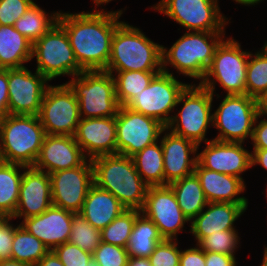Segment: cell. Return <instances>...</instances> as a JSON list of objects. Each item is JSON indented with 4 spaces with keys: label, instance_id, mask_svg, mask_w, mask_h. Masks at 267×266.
Segmentation results:
<instances>
[{
    "label": "cell",
    "instance_id": "1",
    "mask_svg": "<svg viewBox=\"0 0 267 266\" xmlns=\"http://www.w3.org/2000/svg\"><path fill=\"white\" fill-rule=\"evenodd\" d=\"M63 13L58 23L65 29L79 66L84 71L106 70L111 42L116 28L123 22V10Z\"/></svg>",
    "mask_w": 267,
    "mask_h": 266
},
{
    "label": "cell",
    "instance_id": "2",
    "mask_svg": "<svg viewBox=\"0 0 267 266\" xmlns=\"http://www.w3.org/2000/svg\"><path fill=\"white\" fill-rule=\"evenodd\" d=\"M91 162L97 187L110 192L126 209H143L149 185L131 157L117 153L95 157Z\"/></svg>",
    "mask_w": 267,
    "mask_h": 266
},
{
    "label": "cell",
    "instance_id": "3",
    "mask_svg": "<svg viewBox=\"0 0 267 266\" xmlns=\"http://www.w3.org/2000/svg\"><path fill=\"white\" fill-rule=\"evenodd\" d=\"M224 36L225 32H185L169 50L162 46V71L169 73L167 66L171 65L177 73L201 83Z\"/></svg>",
    "mask_w": 267,
    "mask_h": 266
},
{
    "label": "cell",
    "instance_id": "4",
    "mask_svg": "<svg viewBox=\"0 0 267 266\" xmlns=\"http://www.w3.org/2000/svg\"><path fill=\"white\" fill-rule=\"evenodd\" d=\"M162 46L122 22L114 32L105 71H162Z\"/></svg>",
    "mask_w": 267,
    "mask_h": 266
},
{
    "label": "cell",
    "instance_id": "5",
    "mask_svg": "<svg viewBox=\"0 0 267 266\" xmlns=\"http://www.w3.org/2000/svg\"><path fill=\"white\" fill-rule=\"evenodd\" d=\"M45 135L37 115L7 114L1 117L0 160L34 166Z\"/></svg>",
    "mask_w": 267,
    "mask_h": 266
},
{
    "label": "cell",
    "instance_id": "6",
    "mask_svg": "<svg viewBox=\"0 0 267 266\" xmlns=\"http://www.w3.org/2000/svg\"><path fill=\"white\" fill-rule=\"evenodd\" d=\"M214 95L200 83L188 84L181 92L177 106L182 104L166 128L172 133L189 139L198 145L202 141H210L205 138L209 125L213 126L212 102Z\"/></svg>",
    "mask_w": 267,
    "mask_h": 266
},
{
    "label": "cell",
    "instance_id": "7",
    "mask_svg": "<svg viewBox=\"0 0 267 266\" xmlns=\"http://www.w3.org/2000/svg\"><path fill=\"white\" fill-rule=\"evenodd\" d=\"M79 101L80 118L114 117L119 110L113 75L105 70L82 71L66 82Z\"/></svg>",
    "mask_w": 267,
    "mask_h": 266
},
{
    "label": "cell",
    "instance_id": "8",
    "mask_svg": "<svg viewBox=\"0 0 267 266\" xmlns=\"http://www.w3.org/2000/svg\"><path fill=\"white\" fill-rule=\"evenodd\" d=\"M223 39L216 48L211 66L201 85L213 95L218 82L226 95L246 94V72L250 51H243L233 38Z\"/></svg>",
    "mask_w": 267,
    "mask_h": 266
},
{
    "label": "cell",
    "instance_id": "9",
    "mask_svg": "<svg viewBox=\"0 0 267 266\" xmlns=\"http://www.w3.org/2000/svg\"><path fill=\"white\" fill-rule=\"evenodd\" d=\"M36 70L48 81L62 76H76L84 71L78 64L65 29L56 22L32 44V59Z\"/></svg>",
    "mask_w": 267,
    "mask_h": 266
},
{
    "label": "cell",
    "instance_id": "10",
    "mask_svg": "<svg viewBox=\"0 0 267 266\" xmlns=\"http://www.w3.org/2000/svg\"><path fill=\"white\" fill-rule=\"evenodd\" d=\"M257 116V99L246 94L225 95L213 113V126L219 131L213 139L244 143L246 138H252Z\"/></svg>",
    "mask_w": 267,
    "mask_h": 266
},
{
    "label": "cell",
    "instance_id": "11",
    "mask_svg": "<svg viewBox=\"0 0 267 266\" xmlns=\"http://www.w3.org/2000/svg\"><path fill=\"white\" fill-rule=\"evenodd\" d=\"M152 8L188 31L225 32L229 21L220 12L218 0H161Z\"/></svg>",
    "mask_w": 267,
    "mask_h": 266
},
{
    "label": "cell",
    "instance_id": "12",
    "mask_svg": "<svg viewBox=\"0 0 267 266\" xmlns=\"http://www.w3.org/2000/svg\"><path fill=\"white\" fill-rule=\"evenodd\" d=\"M38 116L46 135H75L79 101L67 83L47 87Z\"/></svg>",
    "mask_w": 267,
    "mask_h": 266
},
{
    "label": "cell",
    "instance_id": "13",
    "mask_svg": "<svg viewBox=\"0 0 267 266\" xmlns=\"http://www.w3.org/2000/svg\"><path fill=\"white\" fill-rule=\"evenodd\" d=\"M187 85L177 80L172 72L162 71L126 107L155 118L167 126L172 118L169 114L177 107L178 98Z\"/></svg>",
    "mask_w": 267,
    "mask_h": 266
},
{
    "label": "cell",
    "instance_id": "14",
    "mask_svg": "<svg viewBox=\"0 0 267 266\" xmlns=\"http://www.w3.org/2000/svg\"><path fill=\"white\" fill-rule=\"evenodd\" d=\"M166 128L160 121L120 106L116 115L117 153L132 157L146 146L159 141Z\"/></svg>",
    "mask_w": 267,
    "mask_h": 266
},
{
    "label": "cell",
    "instance_id": "15",
    "mask_svg": "<svg viewBox=\"0 0 267 266\" xmlns=\"http://www.w3.org/2000/svg\"><path fill=\"white\" fill-rule=\"evenodd\" d=\"M52 203L73 213H80L89 188L94 184L93 166L87 159L81 166L49 174Z\"/></svg>",
    "mask_w": 267,
    "mask_h": 266
},
{
    "label": "cell",
    "instance_id": "16",
    "mask_svg": "<svg viewBox=\"0 0 267 266\" xmlns=\"http://www.w3.org/2000/svg\"><path fill=\"white\" fill-rule=\"evenodd\" d=\"M48 82L37 70L8 69V114L38 116Z\"/></svg>",
    "mask_w": 267,
    "mask_h": 266
},
{
    "label": "cell",
    "instance_id": "17",
    "mask_svg": "<svg viewBox=\"0 0 267 266\" xmlns=\"http://www.w3.org/2000/svg\"><path fill=\"white\" fill-rule=\"evenodd\" d=\"M141 212L149 218L167 240H177V234L190 221L181 211L169 185L149 186Z\"/></svg>",
    "mask_w": 267,
    "mask_h": 266
},
{
    "label": "cell",
    "instance_id": "18",
    "mask_svg": "<svg viewBox=\"0 0 267 266\" xmlns=\"http://www.w3.org/2000/svg\"><path fill=\"white\" fill-rule=\"evenodd\" d=\"M244 143L225 142L210 139L204 150L197 154V162L206 169L241 178L251 168V152Z\"/></svg>",
    "mask_w": 267,
    "mask_h": 266
},
{
    "label": "cell",
    "instance_id": "19",
    "mask_svg": "<svg viewBox=\"0 0 267 266\" xmlns=\"http://www.w3.org/2000/svg\"><path fill=\"white\" fill-rule=\"evenodd\" d=\"M51 205L53 203L49 174L34 166H25L20 184L19 200L12 219L38 216Z\"/></svg>",
    "mask_w": 267,
    "mask_h": 266
},
{
    "label": "cell",
    "instance_id": "20",
    "mask_svg": "<svg viewBox=\"0 0 267 266\" xmlns=\"http://www.w3.org/2000/svg\"><path fill=\"white\" fill-rule=\"evenodd\" d=\"M74 138L90 160L102 155L117 154L116 116L80 118Z\"/></svg>",
    "mask_w": 267,
    "mask_h": 266
},
{
    "label": "cell",
    "instance_id": "21",
    "mask_svg": "<svg viewBox=\"0 0 267 266\" xmlns=\"http://www.w3.org/2000/svg\"><path fill=\"white\" fill-rule=\"evenodd\" d=\"M168 131L165 128V135L160 138L163 148L164 185L193 174L198 154V145L195 142ZM190 154H193V157Z\"/></svg>",
    "mask_w": 267,
    "mask_h": 266
},
{
    "label": "cell",
    "instance_id": "22",
    "mask_svg": "<svg viewBox=\"0 0 267 266\" xmlns=\"http://www.w3.org/2000/svg\"><path fill=\"white\" fill-rule=\"evenodd\" d=\"M74 214L51 205L42 214L23 219L20 225L51 251L69 241Z\"/></svg>",
    "mask_w": 267,
    "mask_h": 266
},
{
    "label": "cell",
    "instance_id": "23",
    "mask_svg": "<svg viewBox=\"0 0 267 266\" xmlns=\"http://www.w3.org/2000/svg\"><path fill=\"white\" fill-rule=\"evenodd\" d=\"M86 160L74 136L45 135L34 167L50 174L81 166Z\"/></svg>",
    "mask_w": 267,
    "mask_h": 266
},
{
    "label": "cell",
    "instance_id": "24",
    "mask_svg": "<svg viewBox=\"0 0 267 266\" xmlns=\"http://www.w3.org/2000/svg\"><path fill=\"white\" fill-rule=\"evenodd\" d=\"M248 203L209 202L191 220L190 232L197 243L210 234L223 230H236L234 222L247 210Z\"/></svg>",
    "mask_w": 267,
    "mask_h": 266
},
{
    "label": "cell",
    "instance_id": "25",
    "mask_svg": "<svg viewBox=\"0 0 267 266\" xmlns=\"http://www.w3.org/2000/svg\"><path fill=\"white\" fill-rule=\"evenodd\" d=\"M194 173L200 181L208 203H248L247 198L238 196L246 188L245 182L241 178L203 168L198 162Z\"/></svg>",
    "mask_w": 267,
    "mask_h": 266
},
{
    "label": "cell",
    "instance_id": "26",
    "mask_svg": "<svg viewBox=\"0 0 267 266\" xmlns=\"http://www.w3.org/2000/svg\"><path fill=\"white\" fill-rule=\"evenodd\" d=\"M125 210L115 196L93 184L88 190L80 214L101 231Z\"/></svg>",
    "mask_w": 267,
    "mask_h": 266
},
{
    "label": "cell",
    "instance_id": "27",
    "mask_svg": "<svg viewBox=\"0 0 267 266\" xmlns=\"http://www.w3.org/2000/svg\"><path fill=\"white\" fill-rule=\"evenodd\" d=\"M32 59V43L14 26L0 25V68H22Z\"/></svg>",
    "mask_w": 267,
    "mask_h": 266
},
{
    "label": "cell",
    "instance_id": "28",
    "mask_svg": "<svg viewBox=\"0 0 267 266\" xmlns=\"http://www.w3.org/2000/svg\"><path fill=\"white\" fill-rule=\"evenodd\" d=\"M163 240L158 227L141 212L135 219L126 249L129 257L149 258Z\"/></svg>",
    "mask_w": 267,
    "mask_h": 266
},
{
    "label": "cell",
    "instance_id": "29",
    "mask_svg": "<svg viewBox=\"0 0 267 266\" xmlns=\"http://www.w3.org/2000/svg\"><path fill=\"white\" fill-rule=\"evenodd\" d=\"M183 214L191 221L208 204L195 173L169 184Z\"/></svg>",
    "mask_w": 267,
    "mask_h": 266
},
{
    "label": "cell",
    "instance_id": "30",
    "mask_svg": "<svg viewBox=\"0 0 267 266\" xmlns=\"http://www.w3.org/2000/svg\"><path fill=\"white\" fill-rule=\"evenodd\" d=\"M25 166L0 160V213L12 218L19 200L20 184Z\"/></svg>",
    "mask_w": 267,
    "mask_h": 266
},
{
    "label": "cell",
    "instance_id": "31",
    "mask_svg": "<svg viewBox=\"0 0 267 266\" xmlns=\"http://www.w3.org/2000/svg\"><path fill=\"white\" fill-rule=\"evenodd\" d=\"M157 143L131 157L137 172L149 186L164 185L163 148L161 142Z\"/></svg>",
    "mask_w": 267,
    "mask_h": 266
},
{
    "label": "cell",
    "instance_id": "32",
    "mask_svg": "<svg viewBox=\"0 0 267 266\" xmlns=\"http://www.w3.org/2000/svg\"><path fill=\"white\" fill-rule=\"evenodd\" d=\"M60 11L49 15L35 2L15 22V29L32 44L41 38L58 21Z\"/></svg>",
    "mask_w": 267,
    "mask_h": 266
},
{
    "label": "cell",
    "instance_id": "33",
    "mask_svg": "<svg viewBox=\"0 0 267 266\" xmlns=\"http://www.w3.org/2000/svg\"><path fill=\"white\" fill-rule=\"evenodd\" d=\"M113 75L115 94L120 106H126L162 71H107ZM116 73V74H113ZM116 75V77L114 76Z\"/></svg>",
    "mask_w": 267,
    "mask_h": 266
},
{
    "label": "cell",
    "instance_id": "34",
    "mask_svg": "<svg viewBox=\"0 0 267 266\" xmlns=\"http://www.w3.org/2000/svg\"><path fill=\"white\" fill-rule=\"evenodd\" d=\"M49 249L34 235L27 232L20 224L14 226V237L10 259L35 266Z\"/></svg>",
    "mask_w": 267,
    "mask_h": 266
},
{
    "label": "cell",
    "instance_id": "35",
    "mask_svg": "<svg viewBox=\"0 0 267 266\" xmlns=\"http://www.w3.org/2000/svg\"><path fill=\"white\" fill-rule=\"evenodd\" d=\"M254 56V57H253ZM267 90V45L250 52L246 72V95L257 99Z\"/></svg>",
    "mask_w": 267,
    "mask_h": 266
},
{
    "label": "cell",
    "instance_id": "36",
    "mask_svg": "<svg viewBox=\"0 0 267 266\" xmlns=\"http://www.w3.org/2000/svg\"><path fill=\"white\" fill-rule=\"evenodd\" d=\"M140 210L126 209L101 230V241L126 248L136 217Z\"/></svg>",
    "mask_w": 267,
    "mask_h": 266
},
{
    "label": "cell",
    "instance_id": "37",
    "mask_svg": "<svg viewBox=\"0 0 267 266\" xmlns=\"http://www.w3.org/2000/svg\"><path fill=\"white\" fill-rule=\"evenodd\" d=\"M86 252L93 253L101 242V231L93 227L80 213L73 215L68 241Z\"/></svg>",
    "mask_w": 267,
    "mask_h": 266
},
{
    "label": "cell",
    "instance_id": "38",
    "mask_svg": "<svg viewBox=\"0 0 267 266\" xmlns=\"http://www.w3.org/2000/svg\"><path fill=\"white\" fill-rule=\"evenodd\" d=\"M240 237L236 230H223L202 238L198 245L204 252L222 253L235 257Z\"/></svg>",
    "mask_w": 267,
    "mask_h": 266
},
{
    "label": "cell",
    "instance_id": "39",
    "mask_svg": "<svg viewBox=\"0 0 267 266\" xmlns=\"http://www.w3.org/2000/svg\"><path fill=\"white\" fill-rule=\"evenodd\" d=\"M92 258L98 266H127L129 254L124 247L101 241L92 253Z\"/></svg>",
    "mask_w": 267,
    "mask_h": 266
},
{
    "label": "cell",
    "instance_id": "40",
    "mask_svg": "<svg viewBox=\"0 0 267 266\" xmlns=\"http://www.w3.org/2000/svg\"><path fill=\"white\" fill-rule=\"evenodd\" d=\"M177 240L164 239L148 258L151 266H179L181 250Z\"/></svg>",
    "mask_w": 267,
    "mask_h": 266
},
{
    "label": "cell",
    "instance_id": "41",
    "mask_svg": "<svg viewBox=\"0 0 267 266\" xmlns=\"http://www.w3.org/2000/svg\"><path fill=\"white\" fill-rule=\"evenodd\" d=\"M64 266H87L92 260V253L83 251L78 246L66 242L54 250Z\"/></svg>",
    "mask_w": 267,
    "mask_h": 266
},
{
    "label": "cell",
    "instance_id": "42",
    "mask_svg": "<svg viewBox=\"0 0 267 266\" xmlns=\"http://www.w3.org/2000/svg\"><path fill=\"white\" fill-rule=\"evenodd\" d=\"M33 3V0H0V25L14 26Z\"/></svg>",
    "mask_w": 267,
    "mask_h": 266
},
{
    "label": "cell",
    "instance_id": "43",
    "mask_svg": "<svg viewBox=\"0 0 267 266\" xmlns=\"http://www.w3.org/2000/svg\"><path fill=\"white\" fill-rule=\"evenodd\" d=\"M12 218L5 217L0 222V260L10 259L12 241L14 237V226L11 224Z\"/></svg>",
    "mask_w": 267,
    "mask_h": 266
},
{
    "label": "cell",
    "instance_id": "44",
    "mask_svg": "<svg viewBox=\"0 0 267 266\" xmlns=\"http://www.w3.org/2000/svg\"><path fill=\"white\" fill-rule=\"evenodd\" d=\"M196 246L181 250L179 266H205V252Z\"/></svg>",
    "mask_w": 267,
    "mask_h": 266
},
{
    "label": "cell",
    "instance_id": "45",
    "mask_svg": "<svg viewBox=\"0 0 267 266\" xmlns=\"http://www.w3.org/2000/svg\"><path fill=\"white\" fill-rule=\"evenodd\" d=\"M259 118L261 117L258 115L251 138L253 149H267V119L258 121Z\"/></svg>",
    "mask_w": 267,
    "mask_h": 266
},
{
    "label": "cell",
    "instance_id": "46",
    "mask_svg": "<svg viewBox=\"0 0 267 266\" xmlns=\"http://www.w3.org/2000/svg\"><path fill=\"white\" fill-rule=\"evenodd\" d=\"M8 69L0 68V118L8 114Z\"/></svg>",
    "mask_w": 267,
    "mask_h": 266
},
{
    "label": "cell",
    "instance_id": "47",
    "mask_svg": "<svg viewBox=\"0 0 267 266\" xmlns=\"http://www.w3.org/2000/svg\"><path fill=\"white\" fill-rule=\"evenodd\" d=\"M236 258L222 253L205 252V266H237Z\"/></svg>",
    "mask_w": 267,
    "mask_h": 266
},
{
    "label": "cell",
    "instance_id": "48",
    "mask_svg": "<svg viewBox=\"0 0 267 266\" xmlns=\"http://www.w3.org/2000/svg\"><path fill=\"white\" fill-rule=\"evenodd\" d=\"M257 164L267 170V149H253L251 152V167Z\"/></svg>",
    "mask_w": 267,
    "mask_h": 266
},
{
    "label": "cell",
    "instance_id": "49",
    "mask_svg": "<svg viewBox=\"0 0 267 266\" xmlns=\"http://www.w3.org/2000/svg\"><path fill=\"white\" fill-rule=\"evenodd\" d=\"M35 266H64L53 250L48 253Z\"/></svg>",
    "mask_w": 267,
    "mask_h": 266
},
{
    "label": "cell",
    "instance_id": "50",
    "mask_svg": "<svg viewBox=\"0 0 267 266\" xmlns=\"http://www.w3.org/2000/svg\"><path fill=\"white\" fill-rule=\"evenodd\" d=\"M258 115L267 116V90L257 98Z\"/></svg>",
    "mask_w": 267,
    "mask_h": 266
},
{
    "label": "cell",
    "instance_id": "51",
    "mask_svg": "<svg viewBox=\"0 0 267 266\" xmlns=\"http://www.w3.org/2000/svg\"><path fill=\"white\" fill-rule=\"evenodd\" d=\"M127 266H151L148 258L129 257Z\"/></svg>",
    "mask_w": 267,
    "mask_h": 266
},
{
    "label": "cell",
    "instance_id": "52",
    "mask_svg": "<svg viewBox=\"0 0 267 266\" xmlns=\"http://www.w3.org/2000/svg\"><path fill=\"white\" fill-rule=\"evenodd\" d=\"M0 266H29V265L22 262H18L13 259H1Z\"/></svg>",
    "mask_w": 267,
    "mask_h": 266
},
{
    "label": "cell",
    "instance_id": "53",
    "mask_svg": "<svg viewBox=\"0 0 267 266\" xmlns=\"http://www.w3.org/2000/svg\"><path fill=\"white\" fill-rule=\"evenodd\" d=\"M236 3L245 5V6H250V5H255L260 3L262 0H234Z\"/></svg>",
    "mask_w": 267,
    "mask_h": 266
},
{
    "label": "cell",
    "instance_id": "54",
    "mask_svg": "<svg viewBox=\"0 0 267 266\" xmlns=\"http://www.w3.org/2000/svg\"><path fill=\"white\" fill-rule=\"evenodd\" d=\"M93 1H94V4L99 7V5L101 4L103 5L104 3L107 4L108 2L112 0H93Z\"/></svg>",
    "mask_w": 267,
    "mask_h": 266
},
{
    "label": "cell",
    "instance_id": "55",
    "mask_svg": "<svg viewBox=\"0 0 267 266\" xmlns=\"http://www.w3.org/2000/svg\"><path fill=\"white\" fill-rule=\"evenodd\" d=\"M263 263L261 264V266H267V247H265L264 249V255H263Z\"/></svg>",
    "mask_w": 267,
    "mask_h": 266
},
{
    "label": "cell",
    "instance_id": "56",
    "mask_svg": "<svg viewBox=\"0 0 267 266\" xmlns=\"http://www.w3.org/2000/svg\"><path fill=\"white\" fill-rule=\"evenodd\" d=\"M87 266H98V264L92 259L89 261Z\"/></svg>",
    "mask_w": 267,
    "mask_h": 266
},
{
    "label": "cell",
    "instance_id": "57",
    "mask_svg": "<svg viewBox=\"0 0 267 266\" xmlns=\"http://www.w3.org/2000/svg\"><path fill=\"white\" fill-rule=\"evenodd\" d=\"M5 218V216H3L1 213H0V222Z\"/></svg>",
    "mask_w": 267,
    "mask_h": 266
}]
</instances>
